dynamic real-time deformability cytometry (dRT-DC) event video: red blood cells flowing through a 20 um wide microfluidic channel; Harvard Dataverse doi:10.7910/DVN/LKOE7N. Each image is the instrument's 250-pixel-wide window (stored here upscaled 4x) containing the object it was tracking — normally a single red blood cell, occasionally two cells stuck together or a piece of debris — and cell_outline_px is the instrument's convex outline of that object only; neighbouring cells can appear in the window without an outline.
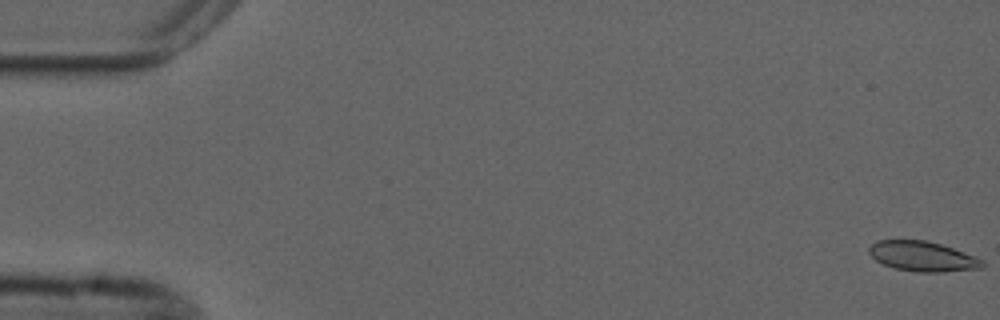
{"species": "common noctule bat (a hibernating species)", "species_latin": "Nyctalus noctula", "temperature_condition": "cold", "stored_images_in_passage": 55, "camera_frame_rate_fps": 3000, "um_per_image_px": 0.085, "animal": {"sex": "male", "forearm_length_mm": 52.5}, "frame": {"image": 1, "passage_image": 1, "time_ms": 0.0, "image_size_px": [1000, 320], "cell_outline_px": [[984, 268], [940, 272], [916, 272], [896, 268], [884, 264], [876, 260], [868, 252], [868, 248], [876, 240], [924, 240], [940, 244], [952, 248], [984, 260]], "centroid_in_image_um": [78.42, 21.79], "position_along_channel_um": 6.6, "area_um2": 19.65}}
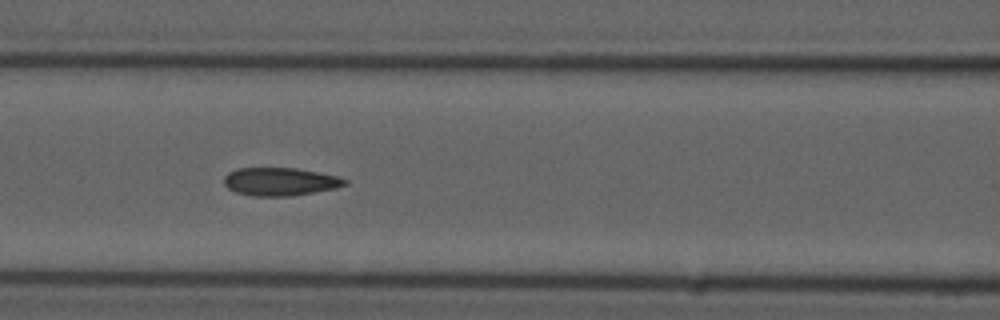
{"frame": {"image": 2, "passage_image": 24, "time_ms": 7.667, "image_size_px": [1000, 320], "cell_outline_px": [[348, 184], [336, 188], [292, 196], [252, 196], [236, 192], [228, 188], [224, 184], [224, 176], [228, 172], [236, 168], [296, 168], [336, 176], [348, 180]], "centroid_in_image_um": [23.79, 15.44], "position_along_channel_um": 142.8, "area_um2": 19.77}}
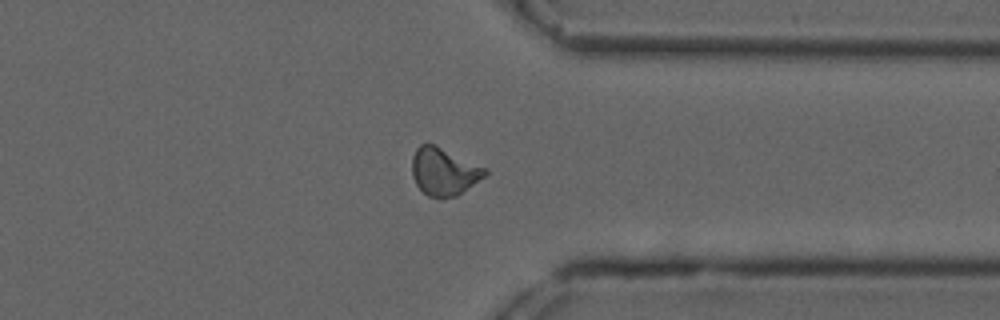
{"frame": {"image": 3, "passage_image": 43, "time_ms": 14.0, "image_size_px": [1000, 320], "cell_outline_px": [[488, 172], [484, 176], [456, 196], [428, 196], [416, 184], [412, 176], [412, 156], [416, 148], [420, 144], [436, 144], [488, 168]], "centroid_in_image_um": [37.73, 14.53], "position_along_channel_um": 373.7, "area_um2": 20.11}, "authors_computed_cell_mechanics": {"area_um2": 19.8832, "velocity_mm_per_s": 3.7024, "shape_relaxation_time_tau1_ms": 9.3287, "shape_relaxation_time_tau2_ms": 1.5722, "deformation_change_tau1": 0.2057, "deformation_change_tau2": 0.0578}}